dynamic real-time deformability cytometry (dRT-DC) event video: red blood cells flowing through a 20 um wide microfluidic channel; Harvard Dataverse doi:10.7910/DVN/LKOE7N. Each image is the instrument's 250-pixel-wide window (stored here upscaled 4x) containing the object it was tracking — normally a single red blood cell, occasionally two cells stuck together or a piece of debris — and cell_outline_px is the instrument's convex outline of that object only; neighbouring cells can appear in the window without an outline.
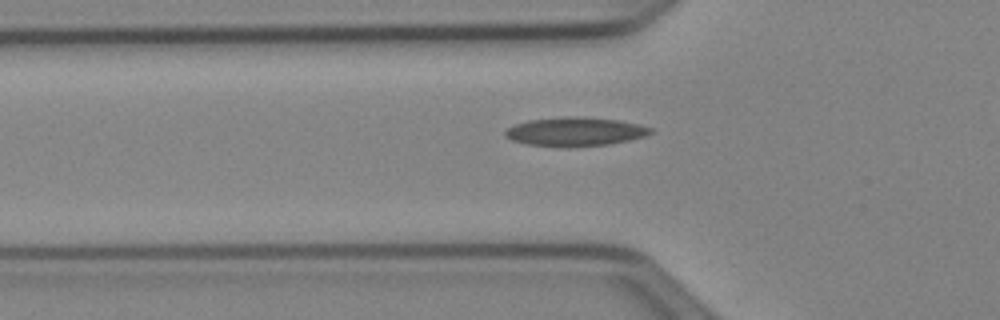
{"species": "Egyptian fruit bat (a non-hibernating species)", "species_latin": "Rousettus aegyptiacus", "temperature_condition": "cold", "stored_images_in_passage": 37, "camera_frame_rate_fps": 3000, "um_per_image_px": 0.085, "animal": {"sex": "female"}, "frame": {"image": 1, "passage_image": 9, "time_ms": 2.667, "image_size_px": [1000, 320], "cell_outline_px": [[652, 132], [644, 136], [628, 140], [608, 144], [568, 148], [528, 144], [512, 140], [504, 136], [504, 132], [508, 128], [516, 124], [528, 120], [560, 116], [584, 116], [620, 120], [640, 124], [652, 128]], "centroid_in_image_um": [48.88, 11.18], "position_along_channel_um": 76.9, "area_um2": 24.74}}
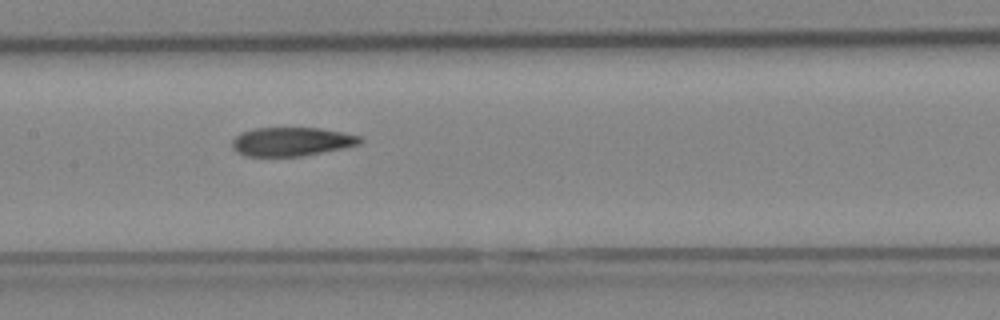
{"frame": {"image": 2, "passage_image": 17, "time_ms": 5.333, "image_size_px": [1000, 320], "cell_outline_px": [[364, 140], [360, 144], [344, 148], [300, 156], [248, 156], [236, 152], [232, 148], [232, 140], [240, 132], [252, 128], [320, 128], [360, 136]], "centroid_in_image_um": [24.76, 12.03], "position_along_channel_um": 182.6, "area_um2": 21.44}}
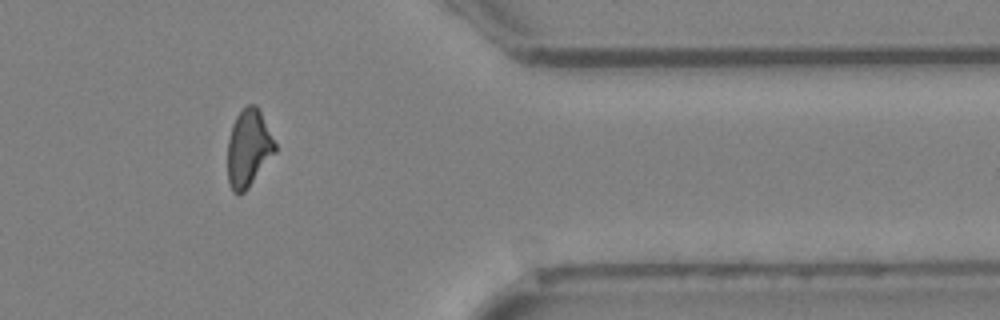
{"frame": {"image": 3, "passage_image": 34, "time_ms": 11.0, "image_size_px": [1000, 320], "cell_outline_px": [[276, 152], [248, 188], [244, 192], [232, 192], [228, 180], [228, 140], [232, 124], [236, 116], [248, 104], [256, 104], [260, 108], [276, 144]], "centroid_in_image_um": [21.14, 12.56], "position_along_channel_um": 390.3, "area_um2": 21.44}}